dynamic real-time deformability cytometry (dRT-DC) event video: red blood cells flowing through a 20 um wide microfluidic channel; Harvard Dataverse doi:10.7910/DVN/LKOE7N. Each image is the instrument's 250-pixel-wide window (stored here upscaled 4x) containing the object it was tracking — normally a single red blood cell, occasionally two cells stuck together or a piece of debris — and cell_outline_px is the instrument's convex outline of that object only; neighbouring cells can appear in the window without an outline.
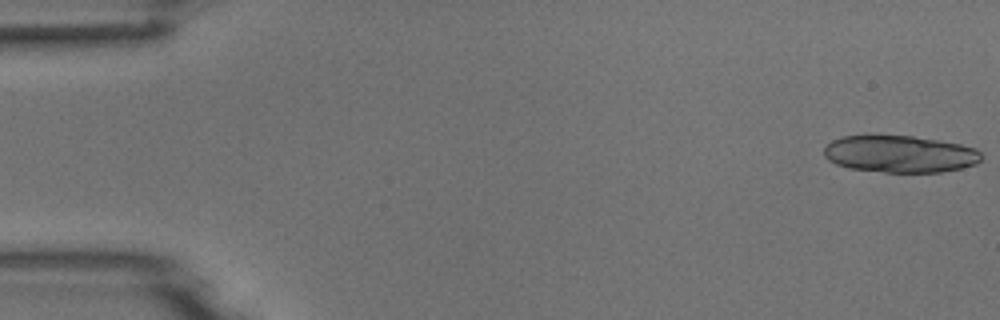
{"species": "common noctule bat (a hibernating species)", "species_latin": "Nyctalus noctula", "temperature_condition": "room temperature", "stored_images_in_passage": 53, "camera_frame_rate_fps": 3000, "um_per_image_px": 0.085, "animal": {"sex": "male", "body_mass_g": 18.8}, "frame": {"image": 1, "passage_image": 1, "time_ms": 0.0, "image_size_px": [1000, 320], "cell_outline_px": [[980, 160], [976, 164], [960, 168], [940, 172], [884, 172], [848, 168], [836, 164], [828, 160], [824, 156], [824, 148], [832, 140], [844, 136], [912, 136], [960, 144], [976, 148], [980, 152]], "centroid_in_image_um": [76.47, 13.1], "position_along_channel_um": 8.5, "area_um2": 33.7}}
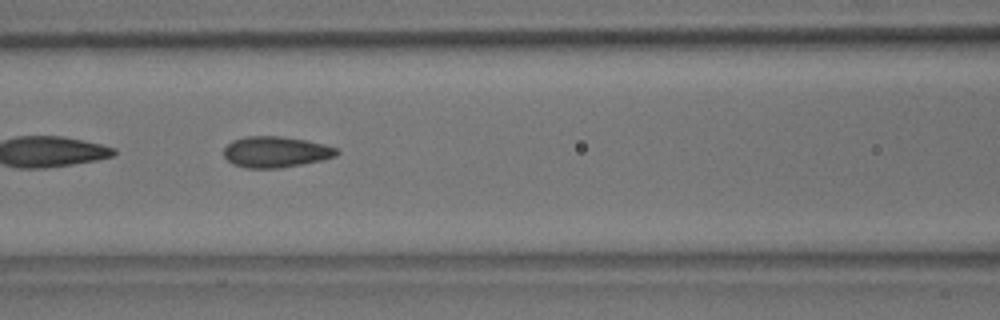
{"frame": {"image": 2, "passage_image": 23, "time_ms": 7.333, "image_size_px": [1000, 320], "cell_outline_px": [[340, 152], [336, 156], [320, 160], [280, 168], [244, 168], [232, 164], [224, 156], [224, 148], [232, 140], [244, 136], [280, 136], [308, 140], [324, 144], [336, 148]], "centroid_in_image_um": [23.41, 12.9], "position_along_channel_um": 143.2, "area_um2": 20.46}}
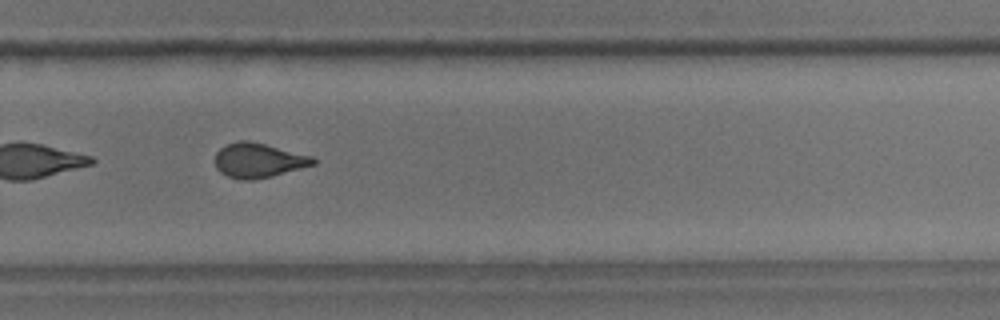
{"frame": {"image": 3, "passage_image": 36, "time_ms": 11.667, "image_size_px": [1000, 320], "cell_outline_px": [[316, 164], [272, 176], [252, 180], [244, 180], [228, 176], [220, 172], [216, 168], [216, 152], [224, 144], [240, 140], [248, 140], [312, 156], [316, 160]], "centroid_in_image_um": [21.95, 13.63], "position_along_channel_um": 307.9, "area_um2": 19.65}}